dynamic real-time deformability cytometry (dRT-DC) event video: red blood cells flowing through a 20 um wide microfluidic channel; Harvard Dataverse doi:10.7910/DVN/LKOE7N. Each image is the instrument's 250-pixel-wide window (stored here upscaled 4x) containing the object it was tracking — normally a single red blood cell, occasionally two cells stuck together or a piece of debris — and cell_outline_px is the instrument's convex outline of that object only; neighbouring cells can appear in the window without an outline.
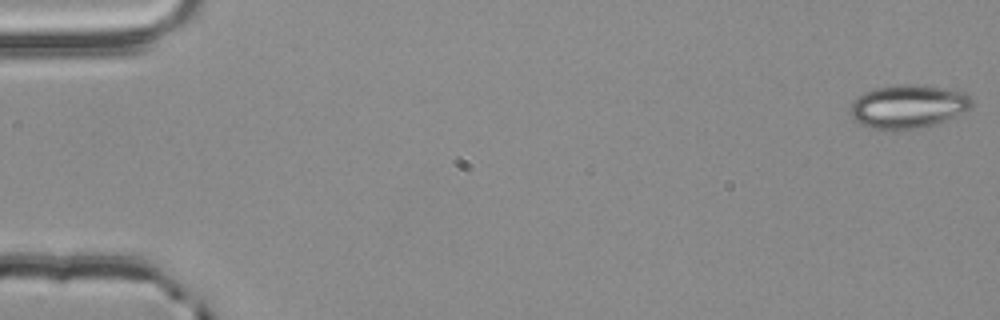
{"species": "common noctule bat (a hibernating species)", "species_latin": "Nyctalus noctula", "temperature_condition": "room temperature", "stored_images_in_passage": 52, "camera_frame_rate_fps": 3000, "um_per_image_px": 0.085, "animal": {"sex": "male", "body_mass_g": 20.4}, "frame": {"image": 1, "passage_image": 1, "time_ms": 0.0, "image_size_px": [1000, 320], "cell_outline_px": [[972, 108], [964, 112], [928, 128], [872, 128], [860, 124], [852, 120], [848, 112], [852, 104], [864, 92], [876, 88], [896, 84], [928, 84], [948, 88], [964, 92], [972, 100]], "centroid_in_image_um": [77.22, 9.03], "position_along_channel_um": 7.8, "area_um2": 31.04}}
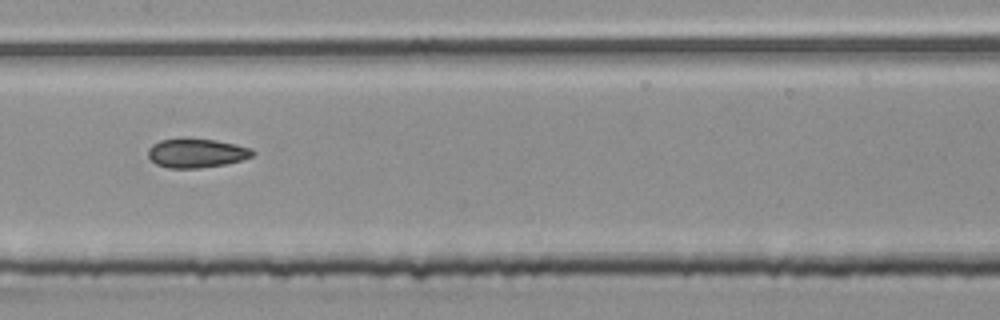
{"frame": {"image": 2, "passage_image": 28, "time_ms": 9.0, "image_size_px": [1000, 320], "cell_outline_px": [[256, 152], [252, 156], [240, 160], [224, 164], [200, 168], [168, 168], [156, 164], [148, 156], [148, 148], [152, 144], [160, 140], [180, 136], [216, 140], [236, 144], [252, 148]], "centroid_in_image_um": [16.67, 12.98], "position_along_channel_um": 190.7, "area_um2": 18.15}}
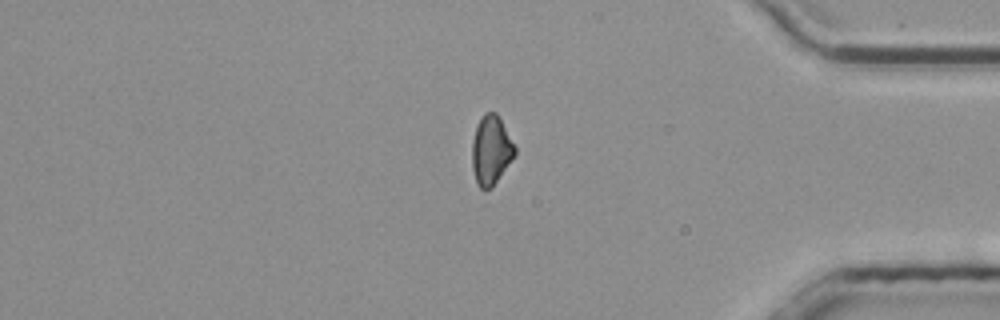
{"frame": {"image": 3, "passage_image": 46, "time_ms": 15.0, "image_size_px": [1000, 320], "cell_outline_px": [[516, 152], [492, 188], [480, 188], [476, 184], [472, 168], [472, 140], [476, 124], [484, 112], [496, 112], [516, 148]], "centroid_in_image_um": [41.7, 12.76], "position_along_channel_um": 393.5, "area_um2": 17.11}}